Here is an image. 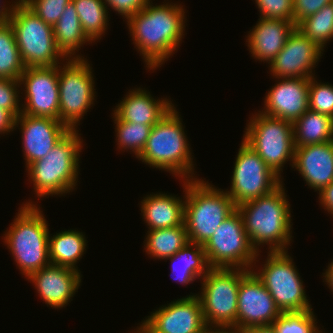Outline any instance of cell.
I'll list each match as a JSON object with an SVG mask.
<instances>
[{"label": "cell", "instance_id": "cell-18", "mask_svg": "<svg viewBox=\"0 0 333 333\" xmlns=\"http://www.w3.org/2000/svg\"><path fill=\"white\" fill-rule=\"evenodd\" d=\"M20 124L26 168L42 159L71 130L60 120L21 113L15 121Z\"/></svg>", "mask_w": 333, "mask_h": 333}, {"label": "cell", "instance_id": "cell-43", "mask_svg": "<svg viewBox=\"0 0 333 333\" xmlns=\"http://www.w3.org/2000/svg\"><path fill=\"white\" fill-rule=\"evenodd\" d=\"M319 200L324 210L326 209L330 215H333V181L319 191Z\"/></svg>", "mask_w": 333, "mask_h": 333}, {"label": "cell", "instance_id": "cell-33", "mask_svg": "<svg viewBox=\"0 0 333 333\" xmlns=\"http://www.w3.org/2000/svg\"><path fill=\"white\" fill-rule=\"evenodd\" d=\"M114 123L116 132V141L119 150L128 149L134 152L136 158L140 156L146 146L152 126L140 125L131 122L121 121L114 113ZM121 148V149H120Z\"/></svg>", "mask_w": 333, "mask_h": 333}, {"label": "cell", "instance_id": "cell-38", "mask_svg": "<svg viewBox=\"0 0 333 333\" xmlns=\"http://www.w3.org/2000/svg\"><path fill=\"white\" fill-rule=\"evenodd\" d=\"M19 80L0 78V108L10 111L16 118L22 113L18 88ZM20 107V108H19Z\"/></svg>", "mask_w": 333, "mask_h": 333}, {"label": "cell", "instance_id": "cell-16", "mask_svg": "<svg viewBox=\"0 0 333 333\" xmlns=\"http://www.w3.org/2000/svg\"><path fill=\"white\" fill-rule=\"evenodd\" d=\"M281 314L273 297L256 274L249 270L240 280L237 329L272 325Z\"/></svg>", "mask_w": 333, "mask_h": 333}, {"label": "cell", "instance_id": "cell-45", "mask_svg": "<svg viewBox=\"0 0 333 333\" xmlns=\"http://www.w3.org/2000/svg\"><path fill=\"white\" fill-rule=\"evenodd\" d=\"M201 333H238V329L235 326L206 325Z\"/></svg>", "mask_w": 333, "mask_h": 333}, {"label": "cell", "instance_id": "cell-15", "mask_svg": "<svg viewBox=\"0 0 333 333\" xmlns=\"http://www.w3.org/2000/svg\"><path fill=\"white\" fill-rule=\"evenodd\" d=\"M24 84L25 98L22 113L59 120L58 65L26 67L19 79Z\"/></svg>", "mask_w": 333, "mask_h": 333}, {"label": "cell", "instance_id": "cell-10", "mask_svg": "<svg viewBox=\"0 0 333 333\" xmlns=\"http://www.w3.org/2000/svg\"><path fill=\"white\" fill-rule=\"evenodd\" d=\"M288 251L268 252L259 272L252 271L261 280L281 313L313 310L307 299L303 281Z\"/></svg>", "mask_w": 333, "mask_h": 333}, {"label": "cell", "instance_id": "cell-32", "mask_svg": "<svg viewBox=\"0 0 333 333\" xmlns=\"http://www.w3.org/2000/svg\"><path fill=\"white\" fill-rule=\"evenodd\" d=\"M296 28L324 50L333 38V1L302 20Z\"/></svg>", "mask_w": 333, "mask_h": 333}, {"label": "cell", "instance_id": "cell-37", "mask_svg": "<svg viewBox=\"0 0 333 333\" xmlns=\"http://www.w3.org/2000/svg\"><path fill=\"white\" fill-rule=\"evenodd\" d=\"M261 18L281 19L294 23L293 0H255Z\"/></svg>", "mask_w": 333, "mask_h": 333}, {"label": "cell", "instance_id": "cell-11", "mask_svg": "<svg viewBox=\"0 0 333 333\" xmlns=\"http://www.w3.org/2000/svg\"><path fill=\"white\" fill-rule=\"evenodd\" d=\"M210 268L252 270L259 252L251 245L237 208L203 245Z\"/></svg>", "mask_w": 333, "mask_h": 333}, {"label": "cell", "instance_id": "cell-31", "mask_svg": "<svg viewBox=\"0 0 333 333\" xmlns=\"http://www.w3.org/2000/svg\"><path fill=\"white\" fill-rule=\"evenodd\" d=\"M25 68L11 24L0 25V78L19 80Z\"/></svg>", "mask_w": 333, "mask_h": 333}, {"label": "cell", "instance_id": "cell-1", "mask_svg": "<svg viewBox=\"0 0 333 333\" xmlns=\"http://www.w3.org/2000/svg\"><path fill=\"white\" fill-rule=\"evenodd\" d=\"M152 1L127 19L133 43L146 62L155 70L177 51L183 39L185 12L181 4L152 5Z\"/></svg>", "mask_w": 333, "mask_h": 333}, {"label": "cell", "instance_id": "cell-40", "mask_svg": "<svg viewBox=\"0 0 333 333\" xmlns=\"http://www.w3.org/2000/svg\"><path fill=\"white\" fill-rule=\"evenodd\" d=\"M107 7H111L118 14L128 19L143 9L151 0H103Z\"/></svg>", "mask_w": 333, "mask_h": 333}, {"label": "cell", "instance_id": "cell-23", "mask_svg": "<svg viewBox=\"0 0 333 333\" xmlns=\"http://www.w3.org/2000/svg\"><path fill=\"white\" fill-rule=\"evenodd\" d=\"M114 109V114L121 120L140 125L154 126L175 106L167 98L154 99L145 88H136L128 92Z\"/></svg>", "mask_w": 333, "mask_h": 333}, {"label": "cell", "instance_id": "cell-46", "mask_svg": "<svg viewBox=\"0 0 333 333\" xmlns=\"http://www.w3.org/2000/svg\"><path fill=\"white\" fill-rule=\"evenodd\" d=\"M325 273H323L325 284H328V288H330L331 292H333V261L328 265Z\"/></svg>", "mask_w": 333, "mask_h": 333}, {"label": "cell", "instance_id": "cell-14", "mask_svg": "<svg viewBox=\"0 0 333 333\" xmlns=\"http://www.w3.org/2000/svg\"><path fill=\"white\" fill-rule=\"evenodd\" d=\"M141 323L134 333H201L206 326L195 294L161 306Z\"/></svg>", "mask_w": 333, "mask_h": 333}, {"label": "cell", "instance_id": "cell-29", "mask_svg": "<svg viewBox=\"0 0 333 333\" xmlns=\"http://www.w3.org/2000/svg\"><path fill=\"white\" fill-rule=\"evenodd\" d=\"M145 251L153 259H167L189 243L187 229L182 223L176 227L148 230Z\"/></svg>", "mask_w": 333, "mask_h": 333}, {"label": "cell", "instance_id": "cell-8", "mask_svg": "<svg viewBox=\"0 0 333 333\" xmlns=\"http://www.w3.org/2000/svg\"><path fill=\"white\" fill-rule=\"evenodd\" d=\"M22 61L26 67H52L67 58L58 49L53 26L45 23L24 2L10 23Z\"/></svg>", "mask_w": 333, "mask_h": 333}, {"label": "cell", "instance_id": "cell-35", "mask_svg": "<svg viewBox=\"0 0 333 333\" xmlns=\"http://www.w3.org/2000/svg\"><path fill=\"white\" fill-rule=\"evenodd\" d=\"M308 107L310 110L333 118V86L332 84L317 82L310 78L308 92Z\"/></svg>", "mask_w": 333, "mask_h": 333}, {"label": "cell", "instance_id": "cell-26", "mask_svg": "<svg viewBox=\"0 0 333 333\" xmlns=\"http://www.w3.org/2000/svg\"><path fill=\"white\" fill-rule=\"evenodd\" d=\"M86 237L83 232L65 230L50 236L49 233V259L51 264L78 270V260L86 250Z\"/></svg>", "mask_w": 333, "mask_h": 333}, {"label": "cell", "instance_id": "cell-28", "mask_svg": "<svg viewBox=\"0 0 333 333\" xmlns=\"http://www.w3.org/2000/svg\"><path fill=\"white\" fill-rule=\"evenodd\" d=\"M295 147L333 141V118L308 109L293 122Z\"/></svg>", "mask_w": 333, "mask_h": 333}, {"label": "cell", "instance_id": "cell-44", "mask_svg": "<svg viewBox=\"0 0 333 333\" xmlns=\"http://www.w3.org/2000/svg\"><path fill=\"white\" fill-rule=\"evenodd\" d=\"M238 333H277V331L272 324L238 329Z\"/></svg>", "mask_w": 333, "mask_h": 333}, {"label": "cell", "instance_id": "cell-3", "mask_svg": "<svg viewBox=\"0 0 333 333\" xmlns=\"http://www.w3.org/2000/svg\"><path fill=\"white\" fill-rule=\"evenodd\" d=\"M190 149L182 120L173 106L152 126L146 146L138 159L183 180L197 179L193 176L195 169Z\"/></svg>", "mask_w": 333, "mask_h": 333}, {"label": "cell", "instance_id": "cell-4", "mask_svg": "<svg viewBox=\"0 0 333 333\" xmlns=\"http://www.w3.org/2000/svg\"><path fill=\"white\" fill-rule=\"evenodd\" d=\"M77 129H71L42 159L31 163L28 170L34 194L39 198L70 193L77 185L79 158L83 142Z\"/></svg>", "mask_w": 333, "mask_h": 333}, {"label": "cell", "instance_id": "cell-21", "mask_svg": "<svg viewBox=\"0 0 333 333\" xmlns=\"http://www.w3.org/2000/svg\"><path fill=\"white\" fill-rule=\"evenodd\" d=\"M292 168L318 193L333 181V141L295 147Z\"/></svg>", "mask_w": 333, "mask_h": 333}, {"label": "cell", "instance_id": "cell-27", "mask_svg": "<svg viewBox=\"0 0 333 333\" xmlns=\"http://www.w3.org/2000/svg\"><path fill=\"white\" fill-rule=\"evenodd\" d=\"M168 259H170L172 264L173 278L183 285L193 283L196 278H203L210 269L203 245L201 244L189 242ZM176 262L177 264L179 262V267L175 264Z\"/></svg>", "mask_w": 333, "mask_h": 333}, {"label": "cell", "instance_id": "cell-20", "mask_svg": "<svg viewBox=\"0 0 333 333\" xmlns=\"http://www.w3.org/2000/svg\"><path fill=\"white\" fill-rule=\"evenodd\" d=\"M81 277L79 271L49 264L27 278L35 285L37 293L45 304L58 309L72 301V297L80 286Z\"/></svg>", "mask_w": 333, "mask_h": 333}, {"label": "cell", "instance_id": "cell-19", "mask_svg": "<svg viewBox=\"0 0 333 333\" xmlns=\"http://www.w3.org/2000/svg\"><path fill=\"white\" fill-rule=\"evenodd\" d=\"M280 80L266 93L265 107L260 112L293 123L309 109L310 78H281Z\"/></svg>", "mask_w": 333, "mask_h": 333}, {"label": "cell", "instance_id": "cell-13", "mask_svg": "<svg viewBox=\"0 0 333 333\" xmlns=\"http://www.w3.org/2000/svg\"><path fill=\"white\" fill-rule=\"evenodd\" d=\"M233 168L231 187L225 192L236 207L270 193L283 183L243 139Z\"/></svg>", "mask_w": 333, "mask_h": 333}, {"label": "cell", "instance_id": "cell-12", "mask_svg": "<svg viewBox=\"0 0 333 333\" xmlns=\"http://www.w3.org/2000/svg\"><path fill=\"white\" fill-rule=\"evenodd\" d=\"M87 61L85 58H69L62 63L63 67L58 65L59 120L70 129H77L84 114L94 104L95 82L92 66Z\"/></svg>", "mask_w": 333, "mask_h": 333}, {"label": "cell", "instance_id": "cell-34", "mask_svg": "<svg viewBox=\"0 0 333 333\" xmlns=\"http://www.w3.org/2000/svg\"><path fill=\"white\" fill-rule=\"evenodd\" d=\"M312 310L281 313L273 322L277 333H323L318 330Z\"/></svg>", "mask_w": 333, "mask_h": 333}, {"label": "cell", "instance_id": "cell-5", "mask_svg": "<svg viewBox=\"0 0 333 333\" xmlns=\"http://www.w3.org/2000/svg\"><path fill=\"white\" fill-rule=\"evenodd\" d=\"M18 211L3 238L21 273L28 277L51 264L49 229L36 203L26 202Z\"/></svg>", "mask_w": 333, "mask_h": 333}, {"label": "cell", "instance_id": "cell-22", "mask_svg": "<svg viewBox=\"0 0 333 333\" xmlns=\"http://www.w3.org/2000/svg\"><path fill=\"white\" fill-rule=\"evenodd\" d=\"M295 28L296 25L287 20L260 17L246 40L252 57L269 64L282 50Z\"/></svg>", "mask_w": 333, "mask_h": 333}, {"label": "cell", "instance_id": "cell-6", "mask_svg": "<svg viewBox=\"0 0 333 333\" xmlns=\"http://www.w3.org/2000/svg\"><path fill=\"white\" fill-rule=\"evenodd\" d=\"M183 183L184 225L189 242L204 245L236 206L224 190L208 181L197 178Z\"/></svg>", "mask_w": 333, "mask_h": 333}, {"label": "cell", "instance_id": "cell-41", "mask_svg": "<svg viewBox=\"0 0 333 333\" xmlns=\"http://www.w3.org/2000/svg\"><path fill=\"white\" fill-rule=\"evenodd\" d=\"M22 2L23 0H16V2L14 1V4L12 3L11 6H7L6 4L0 6V25H9L12 22L18 7Z\"/></svg>", "mask_w": 333, "mask_h": 333}, {"label": "cell", "instance_id": "cell-25", "mask_svg": "<svg viewBox=\"0 0 333 333\" xmlns=\"http://www.w3.org/2000/svg\"><path fill=\"white\" fill-rule=\"evenodd\" d=\"M53 32L56 46L67 59L84 58L76 55V51L78 52L86 42L92 43L83 31L73 1L65 7L60 18L53 26Z\"/></svg>", "mask_w": 333, "mask_h": 333}, {"label": "cell", "instance_id": "cell-42", "mask_svg": "<svg viewBox=\"0 0 333 333\" xmlns=\"http://www.w3.org/2000/svg\"><path fill=\"white\" fill-rule=\"evenodd\" d=\"M16 117L8 110L0 108V134L12 132L15 129Z\"/></svg>", "mask_w": 333, "mask_h": 333}, {"label": "cell", "instance_id": "cell-9", "mask_svg": "<svg viewBox=\"0 0 333 333\" xmlns=\"http://www.w3.org/2000/svg\"><path fill=\"white\" fill-rule=\"evenodd\" d=\"M249 270L210 268L202 278L200 298L206 325L237 328L238 289L241 278Z\"/></svg>", "mask_w": 333, "mask_h": 333}, {"label": "cell", "instance_id": "cell-24", "mask_svg": "<svg viewBox=\"0 0 333 333\" xmlns=\"http://www.w3.org/2000/svg\"><path fill=\"white\" fill-rule=\"evenodd\" d=\"M167 193L150 194L141 201V213L149 230L176 227L184 223L185 200Z\"/></svg>", "mask_w": 333, "mask_h": 333}, {"label": "cell", "instance_id": "cell-39", "mask_svg": "<svg viewBox=\"0 0 333 333\" xmlns=\"http://www.w3.org/2000/svg\"><path fill=\"white\" fill-rule=\"evenodd\" d=\"M333 0H293L294 24L297 26L305 18L317 13Z\"/></svg>", "mask_w": 333, "mask_h": 333}, {"label": "cell", "instance_id": "cell-7", "mask_svg": "<svg viewBox=\"0 0 333 333\" xmlns=\"http://www.w3.org/2000/svg\"><path fill=\"white\" fill-rule=\"evenodd\" d=\"M243 140L281 177L284 164H294L293 123L258 111L250 118ZM290 159V160H289Z\"/></svg>", "mask_w": 333, "mask_h": 333}, {"label": "cell", "instance_id": "cell-17", "mask_svg": "<svg viewBox=\"0 0 333 333\" xmlns=\"http://www.w3.org/2000/svg\"><path fill=\"white\" fill-rule=\"evenodd\" d=\"M323 49L295 28L282 50L269 63L271 75L283 78H312Z\"/></svg>", "mask_w": 333, "mask_h": 333}, {"label": "cell", "instance_id": "cell-36", "mask_svg": "<svg viewBox=\"0 0 333 333\" xmlns=\"http://www.w3.org/2000/svg\"><path fill=\"white\" fill-rule=\"evenodd\" d=\"M72 0H23L45 23L54 26Z\"/></svg>", "mask_w": 333, "mask_h": 333}, {"label": "cell", "instance_id": "cell-2", "mask_svg": "<svg viewBox=\"0 0 333 333\" xmlns=\"http://www.w3.org/2000/svg\"><path fill=\"white\" fill-rule=\"evenodd\" d=\"M283 185L281 183L270 193L236 207L251 245L258 252L259 246L264 244L269 246V252L287 251L290 245L291 210Z\"/></svg>", "mask_w": 333, "mask_h": 333}, {"label": "cell", "instance_id": "cell-30", "mask_svg": "<svg viewBox=\"0 0 333 333\" xmlns=\"http://www.w3.org/2000/svg\"><path fill=\"white\" fill-rule=\"evenodd\" d=\"M86 36L95 42L107 31L108 8L103 0H72Z\"/></svg>", "mask_w": 333, "mask_h": 333}]
</instances>
